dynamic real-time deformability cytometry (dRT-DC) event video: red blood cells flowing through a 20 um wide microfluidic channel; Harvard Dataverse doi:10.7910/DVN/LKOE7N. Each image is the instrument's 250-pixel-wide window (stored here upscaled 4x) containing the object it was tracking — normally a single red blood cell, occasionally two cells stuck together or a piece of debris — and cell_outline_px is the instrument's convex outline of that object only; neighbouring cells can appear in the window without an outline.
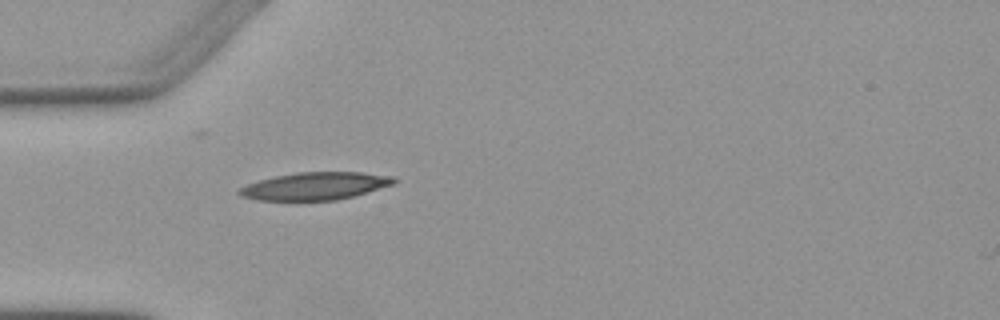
{"species": "Egyptian fruit bat (a non-hibernating species)", "species_latin": "Rousettus aegyptiacus", "temperature_condition": "warm", "stored_images_in_passage": 1, "camera_frame_rate_fps": 3000, "um_per_image_px": 0.085, "animal": {"sex": "female"}, "frame": {"image": 1, "passage_image": 1, "time_ms": 0.0, "image_size_px": [1000, 320], "cell_outline_px": [[396, 184], [352, 196], [336, 200], [256, 200], [240, 196], [236, 192], [240, 188], [248, 184], [260, 180], [276, 176], [296, 172], [360, 172], [396, 176]], "centroid_in_image_um": [26.81, 15.81], "position_along_channel_um": 58.2, "area_um2": 24.85}}